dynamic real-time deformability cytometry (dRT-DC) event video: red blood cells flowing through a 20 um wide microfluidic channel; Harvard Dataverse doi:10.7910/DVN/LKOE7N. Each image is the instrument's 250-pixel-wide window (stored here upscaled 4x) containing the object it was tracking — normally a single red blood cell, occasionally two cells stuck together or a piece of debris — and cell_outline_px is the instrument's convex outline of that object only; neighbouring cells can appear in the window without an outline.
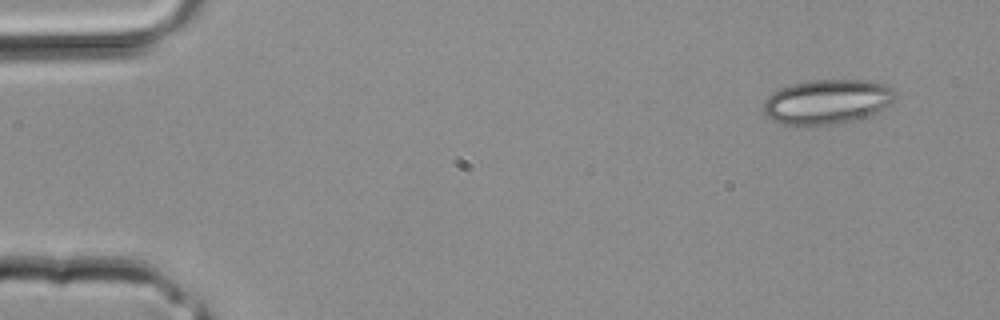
{"species": "common noctule bat (a hibernating species)", "species_latin": "Nyctalus noctula", "temperature_condition": "room temperature", "stored_images_in_passage": 2, "camera_frame_rate_fps": 3000, "um_per_image_px": 0.085, "animal": {"sex": "male", "body_mass_g": 20.4}, "frame": {"image": 1, "passage_image": 2, "time_ms": 0.333, "image_size_px": [1000, 320], "cell_outline_px": [[892, 100], [888, 104], [876, 112], [856, 120], [836, 124], [780, 124], [772, 120], [764, 112], [764, 100], [772, 92], [780, 88], [792, 84], [808, 80], [872, 80], [884, 84], [892, 88]], "centroid_in_image_um": [70.26, 8.63], "position_along_channel_um": 14.7, "area_um2": 33.87}}